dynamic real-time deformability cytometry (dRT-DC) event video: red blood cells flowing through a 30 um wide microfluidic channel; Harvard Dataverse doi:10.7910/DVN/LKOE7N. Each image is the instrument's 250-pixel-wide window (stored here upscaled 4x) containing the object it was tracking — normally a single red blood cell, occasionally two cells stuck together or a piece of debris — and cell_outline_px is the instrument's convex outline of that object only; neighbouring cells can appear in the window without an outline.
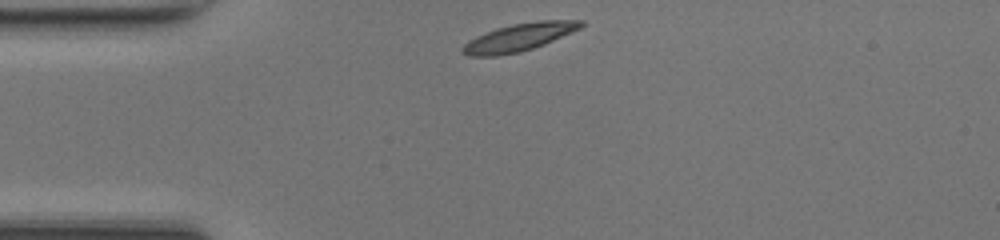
{"species": "common noctule bat (a hibernating species)", "species_latin": "Nyctalus noctula", "temperature_condition": "room temperature", "stored_images_in_passage": 31, "camera_frame_rate_fps": 3000, "um_per_image_px": 0.085, "animal": {"sex": "female", "body_mass_g": 17.0, "forearm_length_mm": 48.0}, "frame": {"image": 1, "passage_image": 1, "time_ms": 0.0, "image_size_px": [1000, 240], "cell_outline_px": [[584, 24], [580, 28], [544, 44], [520, 52], [496, 56], [468, 56], [460, 52], [460, 48], [468, 40], [476, 36], [496, 28], [512, 24], [540, 20], [584, 20]], "centroid_in_image_um": [44.07, 3.17], "position_along_channel_um": 40.9, "area_um2": 19.07}}
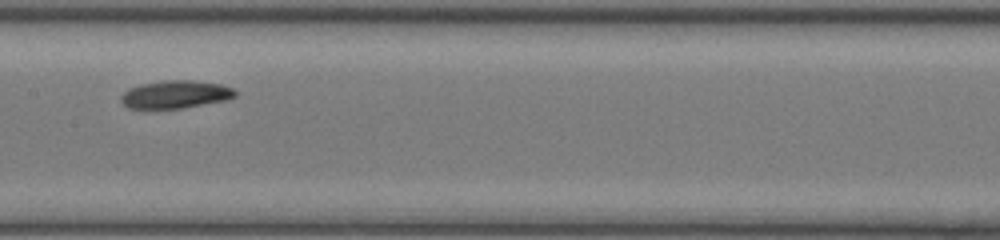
{"frame": {"image": 2, "passage_image": 14, "time_ms": 4.333, "image_size_px": [1000, 240], "cell_outline_px": [[236, 96], [228, 100], [180, 108], [128, 108], [120, 100], [120, 96], [128, 88], [140, 84], [164, 80], [192, 80], [220, 84], [232, 88], [236, 92]], "centroid_in_image_um": [14.9, 8.01], "position_along_channel_um": 192.5, "area_um2": 18.5}}
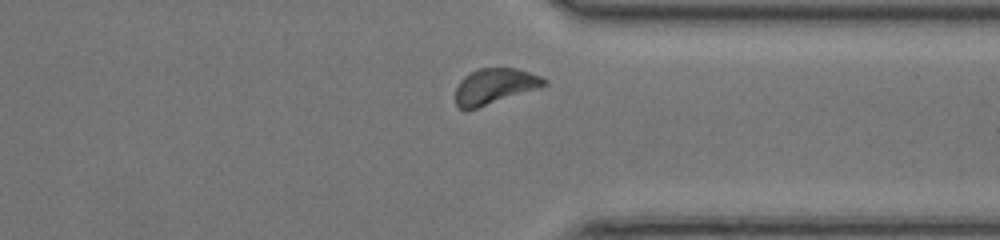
{"frame": {"image": 3, "passage_image": 27, "time_ms": 8.667, "image_size_px": [1000, 240], "cell_outline_px": [[548, 84], [540, 88], [464, 112], [456, 104], [456, 88], [460, 80], [464, 76], [480, 68], [512, 68], [528, 72], [540, 76], [548, 80]], "centroid_in_image_um": [42.04, 7.35], "position_along_channel_um": 369.4, "area_um2": 18.38}, "authors_computed_cell_mechanics": {"area_um2": 18.496, "velocity_mm_per_s": 4.1306, "shape_relaxation_time_tau1_ms": 4.8934, "shape_relaxation_time_tau2_ms": null, "deformation_change_tau1": 0.1571, "deformation_change_tau2": null}}